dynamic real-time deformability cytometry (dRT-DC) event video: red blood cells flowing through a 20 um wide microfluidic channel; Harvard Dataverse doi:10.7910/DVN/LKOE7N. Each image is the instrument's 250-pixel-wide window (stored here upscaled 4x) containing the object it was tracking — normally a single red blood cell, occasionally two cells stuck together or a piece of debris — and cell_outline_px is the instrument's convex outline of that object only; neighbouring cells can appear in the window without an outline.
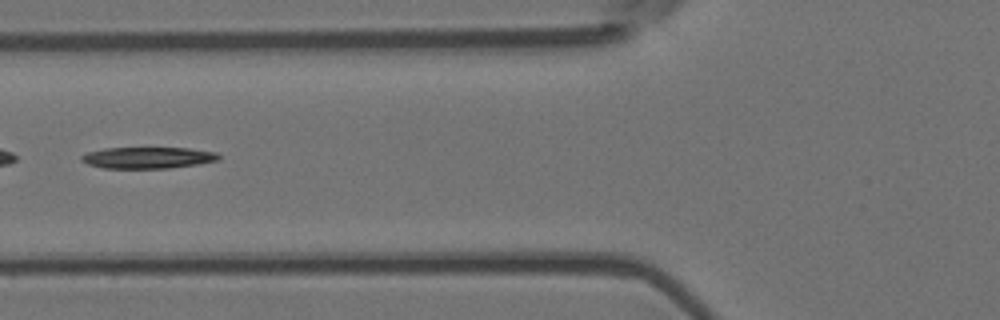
{"species": "Egyptian fruit bat (a non-hibernating species)", "species_latin": "Rousettus aegyptiacus", "temperature_condition": "room temperature", "stored_images_in_passage": 7, "segment_of_instrument_passage": [2, 2], "camera_frame_rate_fps": 3000, "um_per_image_px": 0.085, "animal": {"sex": "female"}, "frame": {"image": 1, "passage_image": 6, "time_ms": 1.667, "image_size_px": [1000, 320], "cell_outline_px": [[220, 160], [200, 164], [168, 168], [104, 168], [88, 164], [80, 160], [80, 156], [88, 152], [104, 148], [188, 148], [216, 152], [220, 156]], "centroid_in_image_um": [12.58, 13.4], "position_along_channel_um": 113.2, "area_um2": 17.17}}
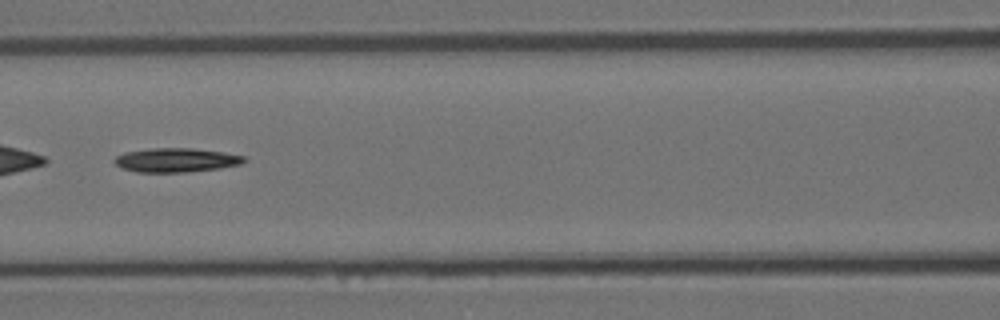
{"frame": {"image": 2, "passage_image": 7, "time_ms": 2.0, "image_size_px": [1000, 320], "cell_outline_px": [[248, 160], [240, 164], [220, 168], [188, 172], [136, 172], [120, 168], [112, 160], [116, 156], [124, 152], [152, 148], [192, 148], [224, 152], [244, 156]], "centroid_in_image_um": [14.95, 13.61], "position_along_channel_um": 151.7, "area_um2": 18.32}}